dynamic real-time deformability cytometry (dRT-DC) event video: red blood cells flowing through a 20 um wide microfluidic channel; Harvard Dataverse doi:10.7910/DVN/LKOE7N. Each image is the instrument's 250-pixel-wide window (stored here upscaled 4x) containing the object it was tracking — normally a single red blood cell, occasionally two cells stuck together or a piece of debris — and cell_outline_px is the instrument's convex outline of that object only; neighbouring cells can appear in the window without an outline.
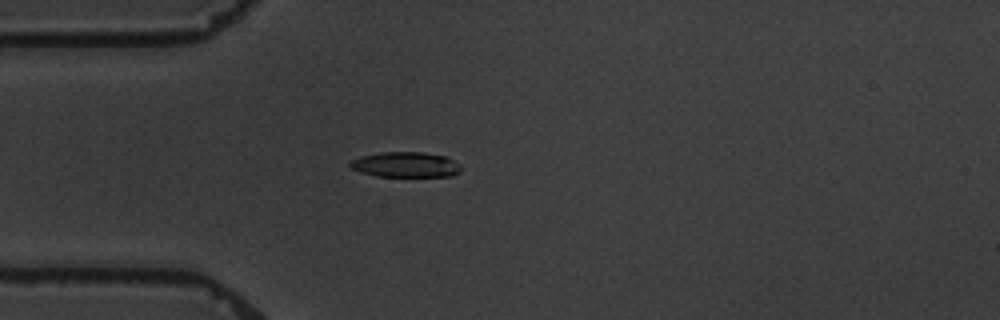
{"species": "common noctule bat (a hibernating species)", "species_latin": "Nyctalus noctula", "temperature_condition": "warm", "stored_images_in_passage": 1, "camera_frame_rate_fps": 3000, "um_per_image_px": 0.085, "animal": {"sex": "male", "body_mass_g": 19.5, "forearm_length_mm": 54.6}, "frame": {"image": 1, "passage_image": 1, "time_ms": 0.0, "image_size_px": [1000, 320], "cell_outline_px": [[460, 172], [452, 176], [376, 176], [360, 172], [352, 168], [348, 164], [348, 160], [360, 156], [380, 152], [424, 152], [448, 156], [460, 164]], "centroid_in_image_um": [34.47, 13.98], "position_along_channel_um": 50.5, "area_um2": 16.59}}